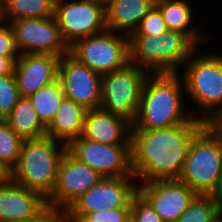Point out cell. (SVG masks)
I'll list each match as a JSON object with an SVG mask.
<instances>
[{"instance_id": "obj_19", "label": "cell", "mask_w": 222, "mask_h": 222, "mask_svg": "<svg viewBox=\"0 0 222 222\" xmlns=\"http://www.w3.org/2000/svg\"><path fill=\"white\" fill-rule=\"evenodd\" d=\"M154 4L155 0H105L107 30L129 36Z\"/></svg>"}, {"instance_id": "obj_2", "label": "cell", "mask_w": 222, "mask_h": 222, "mask_svg": "<svg viewBox=\"0 0 222 222\" xmlns=\"http://www.w3.org/2000/svg\"><path fill=\"white\" fill-rule=\"evenodd\" d=\"M184 93L183 79L178 73L149 74L131 130L165 129L186 124L193 117L199 120L197 112H184Z\"/></svg>"}, {"instance_id": "obj_34", "label": "cell", "mask_w": 222, "mask_h": 222, "mask_svg": "<svg viewBox=\"0 0 222 222\" xmlns=\"http://www.w3.org/2000/svg\"><path fill=\"white\" fill-rule=\"evenodd\" d=\"M13 181V168L0 159V186Z\"/></svg>"}, {"instance_id": "obj_32", "label": "cell", "mask_w": 222, "mask_h": 222, "mask_svg": "<svg viewBox=\"0 0 222 222\" xmlns=\"http://www.w3.org/2000/svg\"><path fill=\"white\" fill-rule=\"evenodd\" d=\"M23 222H68L67 211L47 206L36 217Z\"/></svg>"}, {"instance_id": "obj_7", "label": "cell", "mask_w": 222, "mask_h": 222, "mask_svg": "<svg viewBox=\"0 0 222 222\" xmlns=\"http://www.w3.org/2000/svg\"><path fill=\"white\" fill-rule=\"evenodd\" d=\"M149 73L128 63L124 68L101 77V105L103 111L135 122L143 85Z\"/></svg>"}, {"instance_id": "obj_26", "label": "cell", "mask_w": 222, "mask_h": 222, "mask_svg": "<svg viewBox=\"0 0 222 222\" xmlns=\"http://www.w3.org/2000/svg\"><path fill=\"white\" fill-rule=\"evenodd\" d=\"M23 140L0 119V159L12 168L17 164Z\"/></svg>"}, {"instance_id": "obj_24", "label": "cell", "mask_w": 222, "mask_h": 222, "mask_svg": "<svg viewBox=\"0 0 222 222\" xmlns=\"http://www.w3.org/2000/svg\"><path fill=\"white\" fill-rule=\"evenodd\" d=\"M54 2L55 0H4L5 19L10 22L23 18L54 16Z\"/></svg>"}, {"instance_id": "obj_15", "label": "cell", "mask_w": 222, "mask_h": 222, "mask_svg": "<svg viewBox=\"0 0 222 222\" xmlns=\"http://www.w3.org/2000/svg\"><path fill=\"white\" fill-rule=\"evenodd\" d=\"M138 193L164 222H176L197 193L177 179L137 182Z\"/></svg>"}, {"instance_id": "obj_33", "label": "cell", "mask_w": 222, "mask_h": 222, "mask_svg": "<svg viewBox=\"0 0 222 222\" xmlns=\"http://www.w3.org/2000/svg\"><path fill=\"white\" fill-rule=\"evenodd\" d=\"M205 125L222 141V108L209 118Z\"/></svg>"}, {"instance_id": "obj_22", "label": "cell", "mask_w": 222, "mask_h": 222, "mask_svg": "<svg viewBox=\"0 0 222 222\" xmlns=\"http://www.w3.org/2000/svg\"><path fill=\"white\" fill-rule=\"evenodd\" d=\"M8 126L22 139H34L46 135L29 97L20 96L13 110L4 118Z\"/></svg>"}, {"instance_id": "obj_16", "label": "cell", "mask_w": 222, "mask_h": 222, "mask_svg": "<svg viewBox=\"0 0 222 222\" xmlns=\"http://www.w3.org/2000/svg\"><path fill=\"white\" fill-rule=\"evenodd\" d=\"M60 59L52 54H19L14 65L19 95L30 97L40 88L58 80Z\"/></svg>"}, {"instance_id": "obj_17", "label": "cell", "mask_w": 222, "mask_h": 222, "mask_svg": "<svg viewBox=\"0 0 222 222\" xmlns=\"http://www.w3.org/2000/svg\"><path fill=\"white\" fill-rule=\"evenodd\" d=\"M47 206V199L43 195L14 181L0 186V222L32 219Z\"/></svg>"}, {"instance_id": "obj_6", "label": "cell", "mask_w": 222, "mask_h": 222, "mask_svg": "<svg viewBox=\"0 0 222 222\" xmlns=\"http://www.w3.org/2000/svg\"><path fill=\"white\" fill-rule=\"evenodd\" d=\"M222 168V141L205 125L193 138L178 181L210 195Z\"/></svg>"}, {"instance_id": "obj_10", "label": "cell", "mask_w": 222, "mask_h": 222, "mask_svg": "<svg viewBox=\"0 0 222 222\" xmlns=\"http://www.w3.org/2000/svg\"><path fill=\"white\" fill-rule=\"evenodd\" d=\"M134 180L137 182L134 176L103 177L66 209L68 222H78L86 213L131 208V201L138 193Z\"/></svg>"}, {"instance_id": "obj_25", "label": "cell", "mask_w": 222, "mask_h": 222, "mask_svg": "<svg viewBox=\"0 0 222 222\" xmlns=\"http://www.w3.org/2000/svg\"><path fill=\"white\" fill-rule=\"evenodd\" d=\"M222 207L211 195L197 194L176 222H220Z\"/></svg>"}, {"instance_id": "obj_30", "label": "cell", "mask_w": 222, "mask_h": 222, "mask_svg": "<svg viewBox=\"0 0 222 222\" xmlns=\"http://www.w3.org/2000/svg\"><path fill=\"white\" fill-rule=\"evenodd\" d=\"M130 217V208H114L86 213L78 222H125Z\"/></svg>"}, {"instance_id": "obj_23", "label": "cell", "mask_w": 222, "mask_h": 222, "mask_svg": "<svg viewBox=\"0 0 222 222\" xmlns=\"http://www.w3.org/2000/svg\"><path fill=\"white\" fill-rule=\"evenodd\" d=\"M41 123L47 127L65 98L59 80L46 85L29 97Z\"/></svg>"}, {"instance_id": "obj_11", "label": "cell", "mask_w": 222, "mask_h": 222, "mask_svg": "<svg viewBox=\"0 0 222 222\" xmlns=\"http://www.w3.org/2000/svg\"><path fill=\"white\" fill-rule=\"evenodd\" d=\"M19 54H52L62 57L69 53L54 16L23 18L9 22Z\"/></svg>"}, {"instance_id": "obj_31", "label": "cell", "mask_w": 222, "mask_h": 222, "mask_svg": "<svg viewBox=\"0 0 222 222\" xmlns=\"http://www.w3.org/2000/svg\"><path fill=\"white\" fill-rule=\"evenodd\" d=\"M0 56L2 57H19L14 42V34L9 22L0 25Z\"/></svg>"}, {"instance_id": "obj_14", "label": "cell", "mask_w": 222, "mask_h": 222, "mask_svg": "<svg viewBox=\"0 0 222 222\" xmlns=\"http://www.w3.org/2000/svg\"><path fill=\"white\" fill-rule=\"evenodd\" d=\"M102 178L96 170L77 160L67 150L58 165L56 185L47 198V203L49 206L66 210Z\"/></svg>"}, {"instance_id": "obj_36", "label": "cell", "mask_w": 222, "mask_h": 222, "mask_svg": "<svg viewBox=\"0 0 222 222\" xmlns=\"http://www.w3.org/2000/svg\"><path fill=\"white\" fill-rule=\"evenodd\" d=\"M210 195L222 207V168L219 173V178H218L217 184H216L213 192Z\"/></svg>"}, {"instance_id": "obj_3", "label": "cell", "mask_w": 222, "mask_h": 222, "mask_svg": "<svg viewBox=\"0 0 222 222\" xmlns=\"http://www.w3.org/2000/svg\"><path fill=\"white\" fill-rule=\"evenodd\" d=\"M59 143L47 135L23 140L18 162L13 167V181L47 199L55 188L58 165L67 151V146Z\"/></svg>"}, {"instance_id": "obj_13", "label": "cell", "mask_w": 222, "mask_h": 222, "mask_svg": "<svg viewBox=\"0 0 222 222\" xmlns=\"http://www.w3.org/2000/svg\"><path fill=\"white\" fill-rule=\"evenodd\" d=\"M101 77L102 75L91 70L70 53L60 59L58 80L65 98L74 101L86 110L100 108Z\"/></svg>"}, {"instance_id": "obj_20", "label": "cell", "mask_w": 222, "mask_h": 222, "mask_svg": "<svg viewBox=\"0 0 222 222\" xmlns=\"http://www.w3.org/2000/svg\"><path fill=\"white\" fill-rule=\"evenodd\" d=\"M87 111L74 101L64 98L52 122L46 127V135L68 147L82 136Z\"/></svg>"}, {"instance_id": "obj_28", "label": "cell", "mask_w": 222, "mask_h": 222, "mask_svg": "<svg viewBox=\"0 0 222 222\" xmlns=\"http://www.w3.org/2000/svg\"><path fill=\"white\" fill-rule=\"evenodd\" d=\"M168 29L160 9L154 4L141 19L138 27L129 36H153L166 32Z\"/></svg>"}, {"instance_id": "obj_12", "label": "cell", "mask_w": 222, "mask_h": 222, "mask_svg": "<svg viewBox=\"0 0 222 222\" xmlns=\"http://www.w3.org/2000/svg\"><path fill=\"white\" fill-rule=\"evenodd\" d=\"M67 150L103 177L134 176L131 169V144L109 145L81 136Z\"/></svg>"}, {"instance_id": "obj_27", "label": "cell", "mask_w": 222, "mask_h": 222, "mask_svg": "<svg viewBox=\"0 0 222 222\" xmlns=\"http://www.w3.org/2000/svg\"><path fill=\"white\" fill-rule=\"evenodd\" d=\"M19 97L15 75H0V119L13 110Z\"/></svg>"}, {"instance_id": "obj_21", "label": "cell", "mask_w": 222, "mask_h": 222, "mask_svg": "<svg viewBox=\"0 0 222 222\" xmlns=\"http://www.w3.org/2000/svg\"><path fill=\"white\" fill-rule=\"evenodd\" d=\"M155 5L160 9L168 30H175L185 34L197 47L204 41L200 24L191 27L193 10L184 0H155ZM199 28V29H198ZM203 39V40H202Z\"/></svg>"}, {"instance_id": "obj_18", "label": "cell", "mask_w": 222, "mask_h": 222, "mask_svg": "<svg viewBox=\"0 0 222 222\" xmlns=\"http://www.w3.org/2000/svg\"><path fill=\"white\" fill-rule=\"evenodd\" d=\"M132 124L101 108L88 110L82 137L103 144H131Z\"/></svg>"}, {"instance_id": "obj_9", "label": "cell", "mask_w": 222, "mask_h": 222, "mask_svg": "<svg viewBox=\"0 0 222 222\" xmlns=\"http://www.w3.org/2000/svg\"><path fill=\"white\" fill-rule=\"evenodd\" d=\"M54 17L68 47L107 30L105 0H55Z\"/></svg>"}, {"instance_id": "obj_4", "label": "cell", "mask_w": 222, "mask_h": 222, "mask_svg": "<svg viewBox=\"0 0 222 222\" xmlns=\"http://www.w3.org/2000/svg\"><path fill=\"white\" fill-rule=\"evenodd\" d=\"M197 46L182 32L129 36V63L149 74H175Z\"/></svg>"}, {"instance_id": "obj_29", "label": "cell", "mask_w": 222, "mask_h": 222, "mask_svg": "<svg viewBox=\"0 0 222 222\" xmlns=\"http://www.w3.org/2000/svg\"><path fill=\"white\" fill-rule=\"evenodd\" d=\"M130 217L134 222H164L139 193L131 201Z\"/></svg>"}, {"instance_id": "obj_35", "label": "cell", "mask_w": 222, "mask_h": 222, "mask_svg": "<svg viewBox=\"0 0 222 222\" xmlns=\"http://www.w3.org/2000/svg\"><path fill=\"white\" fill-rule=\"evenodd\" d=\"M18 57L0 56V75L14 74V65Z\"/></svg>"}, {"instance_id": "obj_8", "label": "cell", "mask_w": 222, "mask_h": 222, "mask_svg": "<svg viewBox=\"0 0 222 222\" xmlns=\"http://www.w3.org/2000/svg\"><path fill=\"white\" fill-rule=\"evenodd\" d=\"M69 53L100 75L111 73L129 63V36L106 30L76 41Z\"/></svg>"}, {"instance_id": "obj_37", "label": "cell", "mask_w": 222, "mask_h": 222, "mask_svg": "<svg viewBox=\"0 0 222 222\" xmlns=\"http://www.w3.org/2000/svg\"><path fill=\"white\" fill-rule=\"evenodd\" d=\"M6 22L4 0H0V25Z\"/></svg>"}, {"instance_id": "obj_38", "label": "cell", "mask_w": 222, "mask_h": 222, "mask_svg": "<svg viewBox=\"0 0 222 222\" xmlns=\"http://www.w3.org/2000/svg\"><path fill=\"white\" fill-rule=\"evenodd\" d=\"M125 222H134L131 217H129Z\"/></svg>"}, {"instance_id": "obj_5", "label": "cell", "mask_w": 222, "mask_h": 222, "mask_svg": "<svg viewBox=\"0 0 222 222\" xmlns=\"http://www.w3.org/2000/svg\"><path fill=\"white\" fill-rule=\"evenodd\" d=\"M198 47L184 63L185 94L195 102L204 123L222 108V53H199ZM201 54V55H200Z\"/></svg>"}, {"instance_id": "obj_1", "label": "cell", "mask_w": 222, "mask_h": 222, "mask_svg": "<svg viewBox=\"0 0 222 222\" xmlns=\"http://www.w3.org/2000/svg\"><path fill=\"white\" fill-rule=\"evenodd\" d=\"M204 126L193 117L170 128L131 130V169L137 182L178 179L192 140Z\"/></svg>"}]
</instances>
